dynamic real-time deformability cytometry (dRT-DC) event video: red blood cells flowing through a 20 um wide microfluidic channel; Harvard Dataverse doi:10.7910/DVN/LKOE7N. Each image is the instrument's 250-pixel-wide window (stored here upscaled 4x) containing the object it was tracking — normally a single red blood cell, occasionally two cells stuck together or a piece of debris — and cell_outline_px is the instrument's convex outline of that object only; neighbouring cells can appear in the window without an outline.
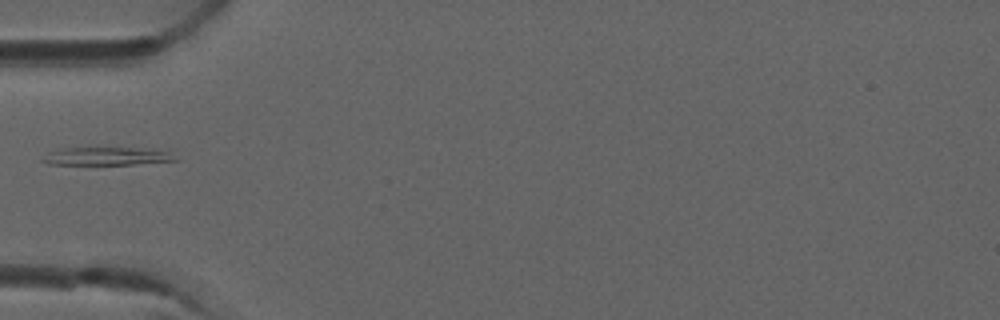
{"species": "common noctule bat (a hibernating species)", "species_latin": "Nyctalus noctula", "temperature_condition": "room temperature", "stored_images_in_passage": 3, "camera_frame_rate_fps": 3000, "um_per_image_px": 0.085, "animal": {"sex": "male", "forearm_length_mm": 52.5}, "frame": {"image": 1, "passage_image": 3, "time_ms": 0.667, "image_size_px": [1000, 320], "cell_outline_px": [[180, 160], [132, 164], [48, 164], [40, 160], [48, 152], [64, 148], [132, 148], [168, 152]], "centroid_in_image_um": [9.0, 13.28], "position_along_channel_um": 76.0, "area_um2": 13.47}}